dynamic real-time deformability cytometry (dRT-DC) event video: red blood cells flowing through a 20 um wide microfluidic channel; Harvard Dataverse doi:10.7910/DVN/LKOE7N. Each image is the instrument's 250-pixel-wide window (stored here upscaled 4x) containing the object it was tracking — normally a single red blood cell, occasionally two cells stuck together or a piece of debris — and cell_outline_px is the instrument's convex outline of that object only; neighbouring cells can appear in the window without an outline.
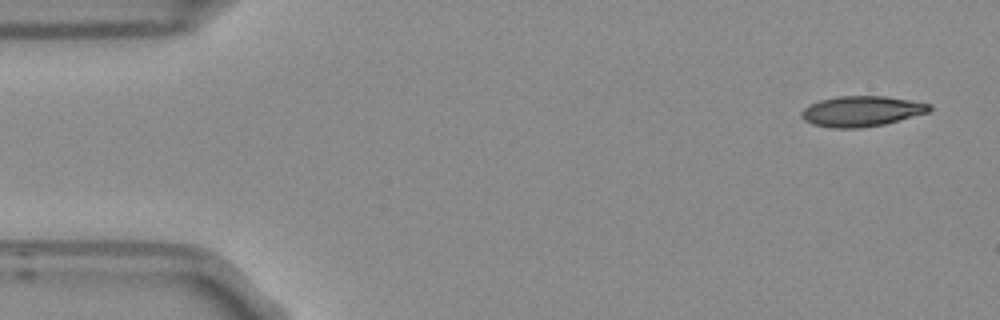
{"species": "Egyptian fruit bat (a non-hibernating species)", "species_latin": "Rousettus aegyptiacus", "temperature_condition": "room temperature", "stored_images_in_passage": 5, "camera_frame_rate_fps": 3000, "um_per_image_px": 0.085, "frame": {"image": 1, "passage_image": 1, "time_ms": 0.0, "image_size_px": [1000, 320], "cell_outline_px": [[932, 108], [928, 112], [884, 124], [860, 128], [832, 128], [812, 124], [804, 120], [800, 116], [800, 112], [808, 104], [820, 100], [836, 96], [884, 96], [908, 100], [928, 104]], "centroid_in_image_um": [73.15, 9.45], "position_along_channel_um": 11.8, "area_um2": 22.6}}
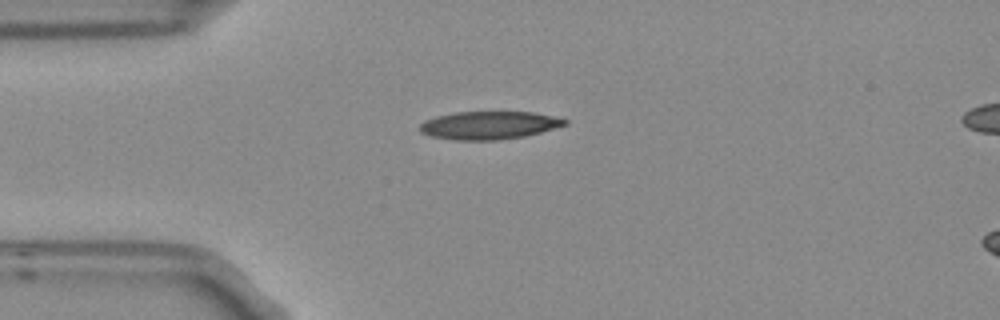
{"frame": {"image": 2, "passage_image": 4, "time_ms": 1.0, "image_size_px": [1000, 320], "cell_outline_px": [[568, 124], [540, 132], [524, 136], [496, 140], [456, 140], [432, 136], [420, 132], [420, 124], [424, 120], [436, 116], [456, 112], [532, 112], [552, 116], [568, 120]], "centroid_in_image_um": [41.55, 10.64], "position_along_channel_um": 43.5, "area_um2": 23.47}}
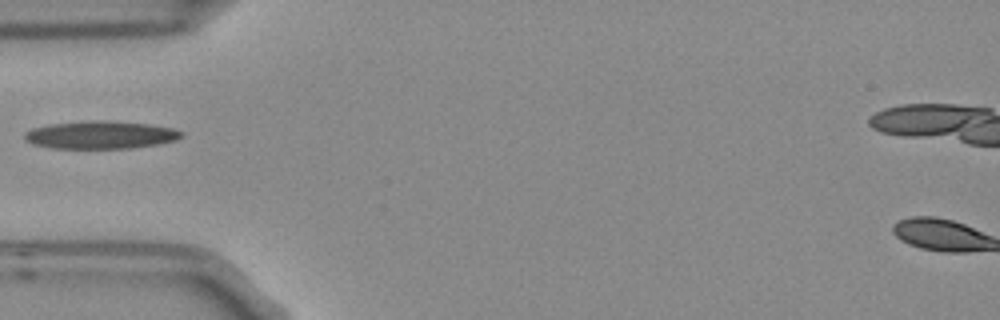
{"frame": {"image": 3, "passage_image": 5, "time_ms": 1.333, "image_size_px": [1000, 320], "cell_outline_px": [[184, 136], [176, 140], [156, 144], [132, 148], [52, 148], [32, 144], [24, 140], [24, 132], [32, 128], [48, 124], [92, 120], [108, 120], [148, 124], [172, 128], [184, 132]], "centroid_in_image_um": [8.52, 11.46], "position_along_channel_um": 76.5, "area_um2": 25.55}}